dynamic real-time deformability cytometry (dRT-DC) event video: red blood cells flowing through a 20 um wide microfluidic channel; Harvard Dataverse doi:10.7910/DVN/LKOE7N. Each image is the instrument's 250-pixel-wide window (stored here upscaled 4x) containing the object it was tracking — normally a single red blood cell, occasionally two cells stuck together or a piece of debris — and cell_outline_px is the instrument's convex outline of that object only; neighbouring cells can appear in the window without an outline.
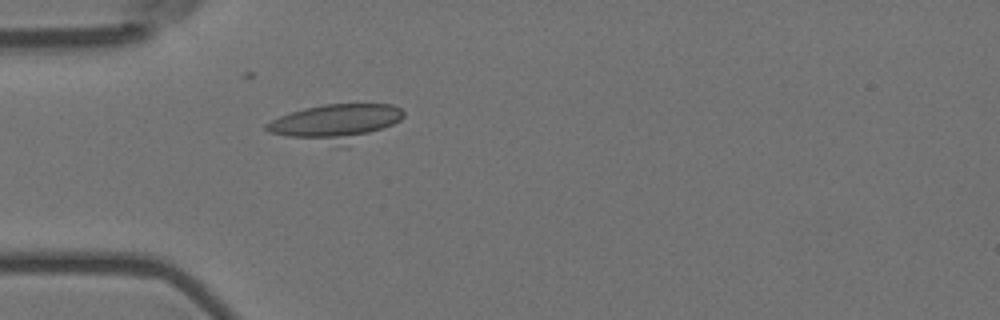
{"species": "Egyptian fruit bat (a non-hibernating species)", "species_latin": "Rousettus aegyptiacus", "temperature_condition": "room temperature", "stored_images_in_passage": 1, "camera_frame_rate_fps": 3000, "um_per_image_px": 0.085, "animal": {"sex": "female"}, "frame": {"image": 1, "passage_image": 1, "time_ms": 0.0, "image_size_px": [1000, 320], "cell_outline_px": [[404, 116], [400, 120], [348, 148], [268, 132], [264, 128], [264, 124], [280, 116], [304, 108], [324, 104], [392, 104], [400, 108], [404, 112]], "centroid_in_image_um": [28.58, 10.44], "position_along_channel_um": 56.4, "area_um2": 29.42}}